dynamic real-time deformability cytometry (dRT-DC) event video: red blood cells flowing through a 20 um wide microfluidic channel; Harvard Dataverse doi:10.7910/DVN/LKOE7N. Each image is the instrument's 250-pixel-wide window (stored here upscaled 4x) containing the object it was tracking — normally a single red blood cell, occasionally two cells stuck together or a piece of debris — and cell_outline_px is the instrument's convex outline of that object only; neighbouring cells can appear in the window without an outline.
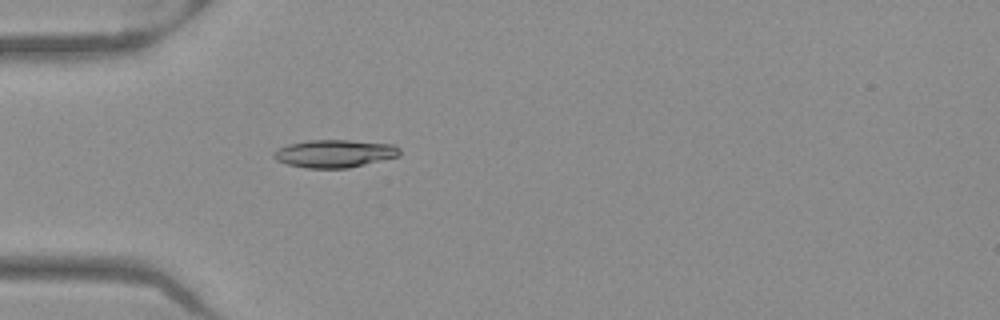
{"species": "Egyptian fruit bat (a non-hibernating species)", "species_latin": "Rousettus aegyptiacus", "temperature_condition": "warm", "stored_images_in_passage": 45, "camera_frame_rate_fps": 3000, "um_per_image_px": 0.085, "frame": {"image": 1, "passage_image": 9, "time_ms": 2.667, "image_size_px": [1000, 320], "cell_outline_px": [[400, 156], [348, 168], [304, 168], [288, 164], [276, 160], [272, 156], [272, 152], [288, 144], [308, 140], [348, 140], [392, 144], [400, 148]], "centroid_in_image_um": [28.43, 13.05], "position_along_channel_um": 56.6, "area_um2": 20.4}}
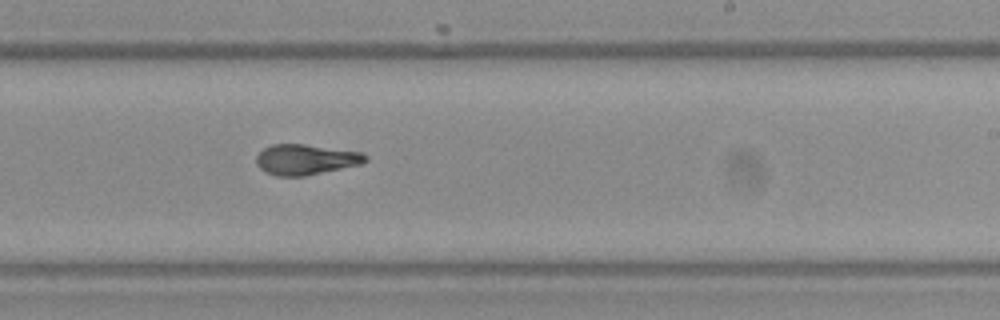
{"frame": {"image": 2, "passage_image": 25, "time_ms": 8.0, "image_size_px": [1000, 320], "cell_outline_px": [[368, 160], [364, 164], [304, 176], [276, 176], [260, 168], [256, 164], [256, 156], [264, 148], [272, 144], [304, 144], [364, 152], [368, 156]], "centroid_in_image_um": [26.04, 13.55], "position_along_channel_um": 263.0, "area_um2": 19.54}}
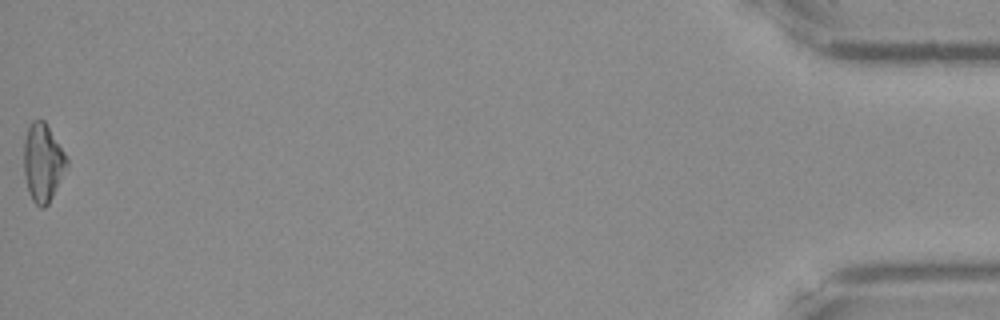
{"frame": {"image": 3, "passage_image": 45, "time_ms": 14.667, "image_size_px": [1000, 320], "cell_outline_px": [[68, 164], [48, 204], [44, 208], [40, 208], [32, 200], [28, 192], [24, 172], [24, 140], [28, 128], [32, 120], [44, 120], [64, 152], [68, 160]], "centroid_in_image_um": [3.62, 13.83], "position_along_channel_um": 431.6, "area_um2": 19.25}, "authors_computed_cell_mechanics": {"area_um2": 19.363, "velocity_mm_per_s": 3.9806, "shape_relaxation_time_tau1_ms": null, "shape_relaxation_time_tau2_ms": 1.3742, "deformation_change_tau1": null, "deformation_change_tau2": 0.0795}}